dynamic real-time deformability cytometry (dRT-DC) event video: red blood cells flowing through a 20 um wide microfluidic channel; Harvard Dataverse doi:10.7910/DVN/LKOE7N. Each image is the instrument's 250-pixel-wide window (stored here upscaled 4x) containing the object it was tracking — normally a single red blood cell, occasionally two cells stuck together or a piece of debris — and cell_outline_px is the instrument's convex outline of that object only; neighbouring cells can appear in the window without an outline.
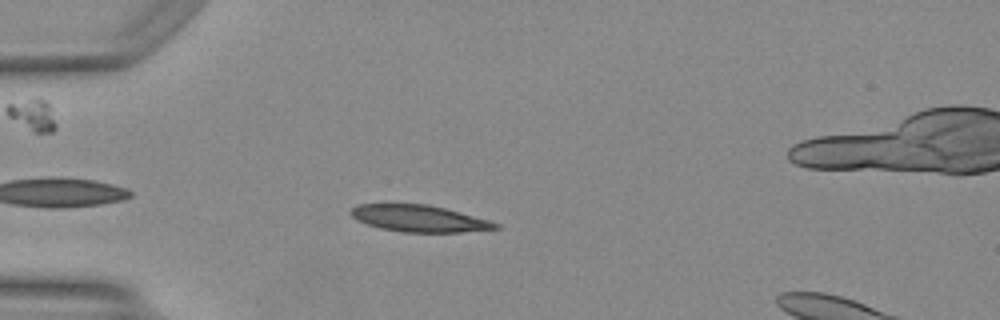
{"species": "Egyptian fruit bat (a non-hibernating species)", "species_latin": "Rousettus aegyptiacus", "temperature_condition": "warm", "stored_images_in_passage": 7, "camera_frame_rate_fps": 3000, "um_per_image_px": 0.085, "animal": {"sex": "female"}, "frame": {"image": 1, "passage_image": 2, "time_ms": 0.333, "image_size_px": [1000, 320], "cell_outline_px": [[500, 228], [460, 232], [404, 232], [380, 228], [356, 220], [348, 212], [356, 204], [428, 204], [444, 208], [488, 220], [500, 224]], "centroid_in_image_um": [35.58, 18.57], "position_along_channel_um": 49.4, "area_um2": 22.31}}
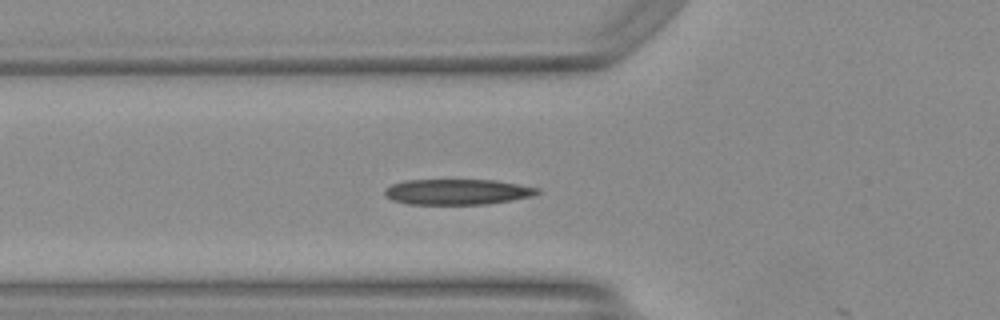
{"frame": {"image": 2, "passage_image": 6, "time_ms": 1.667, "image_size_px": [1000, 320], "cell_outline_px": [[540, 192], [536, 196], [512, 200], [484, 204], [408, 204], [392, 200], [384, 196], [384, 188], [392, 184], [404, 180], [496, 180], [540, 188]], "centroid_in_image_um": [38.87, 16.3], "position_along_channel_um": 86.9, "area_um2": 22.95}}